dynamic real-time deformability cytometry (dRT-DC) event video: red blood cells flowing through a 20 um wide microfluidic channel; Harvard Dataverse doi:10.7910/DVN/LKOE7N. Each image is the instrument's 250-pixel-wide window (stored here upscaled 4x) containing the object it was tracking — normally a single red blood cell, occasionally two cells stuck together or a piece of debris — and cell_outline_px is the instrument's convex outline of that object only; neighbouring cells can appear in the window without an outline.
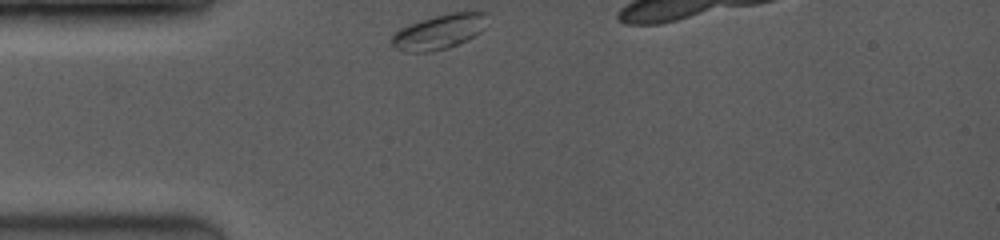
{"species": "common noctule bat (a hibernating species)", "species_latin": "Nyctalus noctula", "temperature_condition": "room temperature", "stored_images_in_passage": 6, "segment_of_instrument_passage": [1, 2], "camera_frame_rate_fps": 3500, "um_per_image_px": 0.085, "animal": {"sex": "female", "body_mass_g": 19.0, "forearm_length_mm": 53.3}, "frame": {"image": 1, "passage_image": 1, "time_ms": 0.0, "image_size_px": [1000, 240], "cell_outline_px": [[488, 12], [484, 28], [480, 32], [448, 48], [428, 52], [408, 52], [396, 48], [392, 44], [392, 36], [400, 28], [420, 20], [432, 16], [452, 12]], "centroid_in_image_um": [37.32, 2.69], "position_along_channel_um": 47.7, "area_um2": 19.07}}
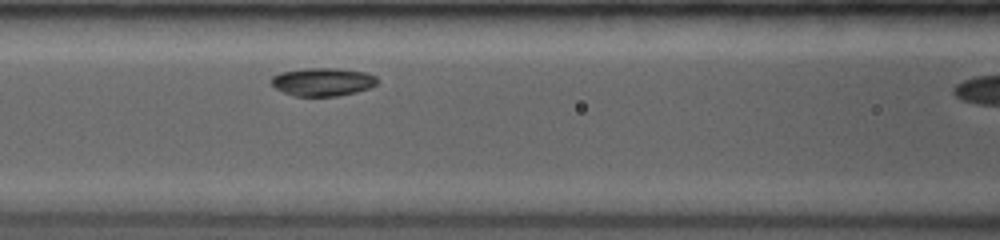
{"frame": {"image": 2, "passage_image": 5, "time_ms": 2.857, "image_size_px": [1000, 240], "cell_outline_px": [[380, 80], [376, 84], [368, 88], [356, 92], [336, 96], [292, 96], [276, 88], [272, 84], [272, 76], [280, 72], [304, 68], [336, 68], [368, 72], [376, 76]], "centroid_in_image_um": [27.45, 6.95], "position_along_channel_um": 139.1, "area_um2": 17.51}}